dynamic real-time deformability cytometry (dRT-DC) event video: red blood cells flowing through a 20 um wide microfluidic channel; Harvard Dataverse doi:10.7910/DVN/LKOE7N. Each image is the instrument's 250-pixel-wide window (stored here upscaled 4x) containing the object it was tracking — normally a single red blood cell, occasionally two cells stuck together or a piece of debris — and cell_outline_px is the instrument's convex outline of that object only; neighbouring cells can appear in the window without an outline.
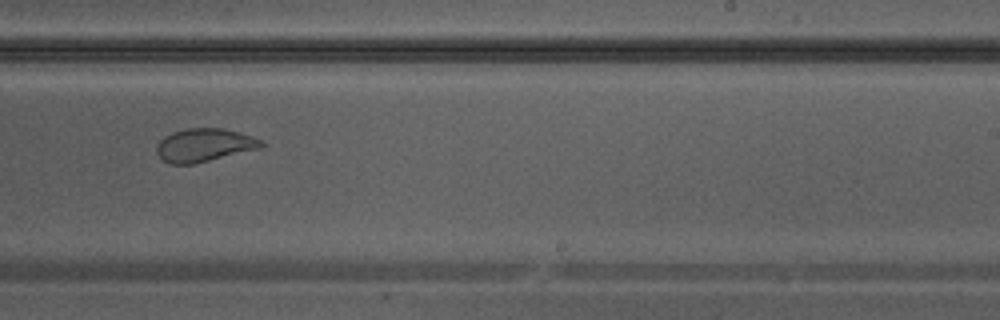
{"species": "Egyptian fruit bat (a non-hibernating species)", "species_latin": "Rousettus aegyptiacus", "temperature_condition": "warm", "stored_images_in_passage": 28, "camera_frame_rate_fps": 3000, "um_per_image_px": 0.085, "animal": {"sex": "male"}, "frame": {"image": 1, "passage_image": 13, "time_ms": 4.0, "image_size_px": [1000, 320], "cell_outline_px": [[268, 144], [260, 148], [192, 164], [168, 164], [156, 152], [156, 144], [164, 136], [172, 132], [184, 128], [224, 128], [252, 136], [264, 140]], "centroid_in_image_um": [17.37, 12.32], "position_along_channel_um": 271.6, "area_um2": 20.35}}